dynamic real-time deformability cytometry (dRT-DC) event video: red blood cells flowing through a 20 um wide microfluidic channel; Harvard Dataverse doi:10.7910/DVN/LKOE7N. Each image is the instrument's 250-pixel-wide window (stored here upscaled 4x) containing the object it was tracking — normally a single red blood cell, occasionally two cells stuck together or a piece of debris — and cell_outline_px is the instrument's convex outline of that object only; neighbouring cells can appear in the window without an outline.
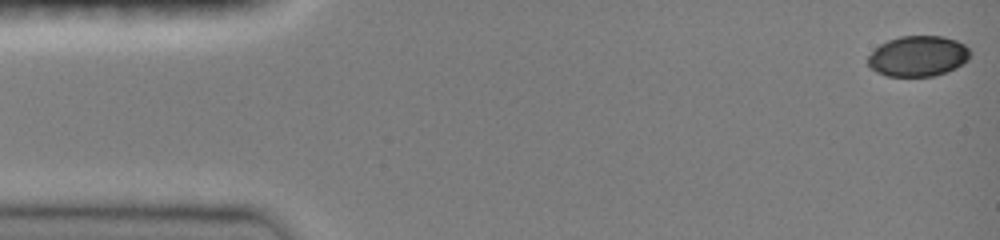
{"species": "common noctule bat (a hibernating species)", "species_latin": "Nyctalus noctula", "temperature_condition": "room temperature", "stored_images_in_passage": 10, "camera_frame_rate_fps": 3000, "um_per_image_px": 0.085, "animal": {"sex": "female", "body_mass_g": 19.0, "forearm_length_mm": 51.5}, "frame": {"image": 1, "passage_image": 1, "time_ms": 0.0, "image_size_px": [1000, 240], "cell_outline_px": [[972, 52], [968, 60], [956, 68], [948, 72], [932, 76], [888, 76], [876, 72], [868, 64], [868, 56], [880, 44], [888, 40], [900, 36], [944, 36], [956, 40], [964, 44]], "centroid_in_image_um": [78.06, 4.77], "position_along_channel_um": 6.9, "area_um2": 24.28}}
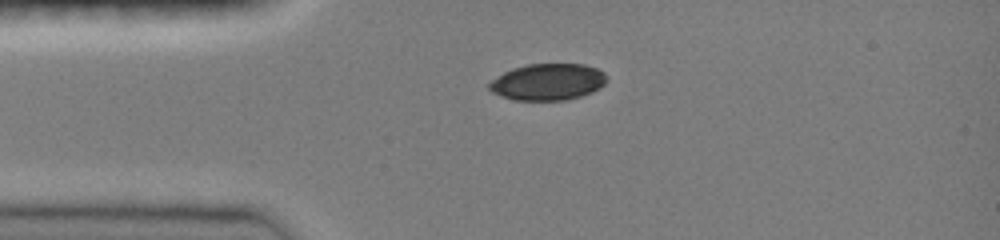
{"frame": {"image": 2, "passage_image": 6, "time_ms": 3.333, "image_size_px": [1000, 240], "cell_outline_px": [[608, 80], [600, 88], [592, 92], [568, 100], [516, 100], [500, 96], [492, 92], [488, 88], [488, 84], [492, 80], [504, 72], [512, 68], [528, 64], [584, 64], [596, 68], [604, 72], [608, 76]], "centroid_in_image_um": [46.58, 6.96], "position_along_channel_um": 38.4, "area_um2": 25.2}}
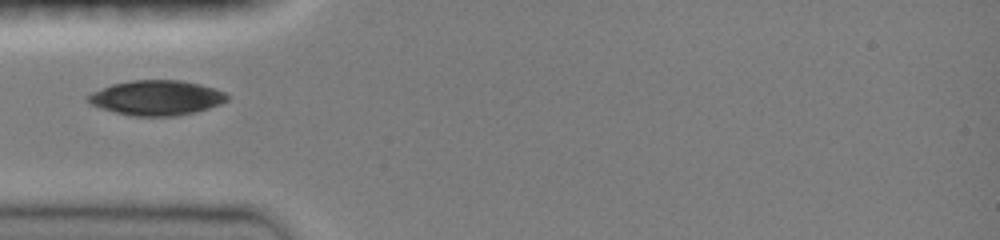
{"frame": {"image": 3, "passage_image": 8, "time_ms": 4.667, "image_size_px": [1000, 240], "cell_outline_px": [[228, 100], [220, 104], [196, 112], [176, 116], [132, 116], [100, 108], [92, 104], [88, 100], [88, 96], [92, 92], [112, 84], [132, 80], [180, 80], [200, 84], [224, 92], [228, 96]], "centroid_in_image_um": [13.32, 8.31], "position_along_channel_um": 71.7, "area_um2": 28.09}}